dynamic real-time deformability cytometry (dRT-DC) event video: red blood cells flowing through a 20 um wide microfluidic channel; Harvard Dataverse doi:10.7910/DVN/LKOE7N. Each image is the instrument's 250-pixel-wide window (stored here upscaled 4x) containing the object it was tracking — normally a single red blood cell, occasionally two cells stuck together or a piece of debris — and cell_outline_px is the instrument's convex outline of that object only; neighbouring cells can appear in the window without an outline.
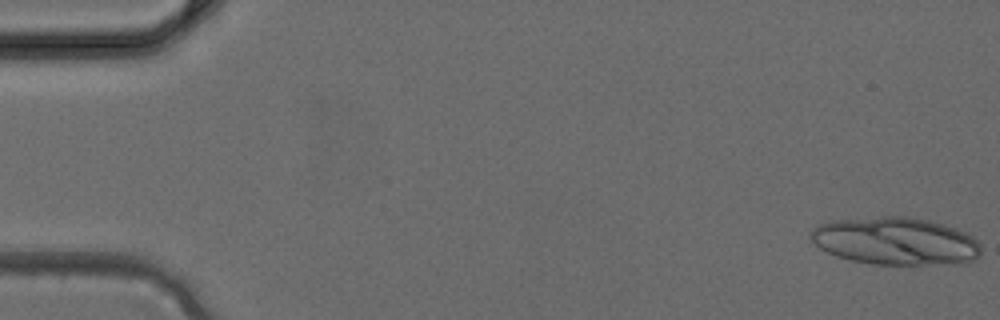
{"species": "common noctule bat (a hibernating species)", "species_latin": "Nyctalus noctula", "temperature_condition": "cold", "stored_images_in_passage": 3, "camera_frame_rate_fps": 3000, "um_per_image_px": 0.085, "animal": {"sex": "female", "body_mass_g": 24.6, "forearm_length_mm": 56.2}, "frame": {"image": 1, "passage_image": 1, "time_ms": 0.0, "image_size_px": [1000, 320], "cell_outline_px": [[980, 252], [976, 260], [960, 264], [872, 264], [852, 260], [836, 256], [820, 248], [808, 236], [812, 228], [816, 224], [832, 220], [880, 216], [908, 216], [928, 220], [944, 224], [956, 228], [972, 236], [980, 244]], "centroid_in_image_um": [76.11, 20.48], "position_along_channel_um": 8.9, "area_um2": 47.69}}